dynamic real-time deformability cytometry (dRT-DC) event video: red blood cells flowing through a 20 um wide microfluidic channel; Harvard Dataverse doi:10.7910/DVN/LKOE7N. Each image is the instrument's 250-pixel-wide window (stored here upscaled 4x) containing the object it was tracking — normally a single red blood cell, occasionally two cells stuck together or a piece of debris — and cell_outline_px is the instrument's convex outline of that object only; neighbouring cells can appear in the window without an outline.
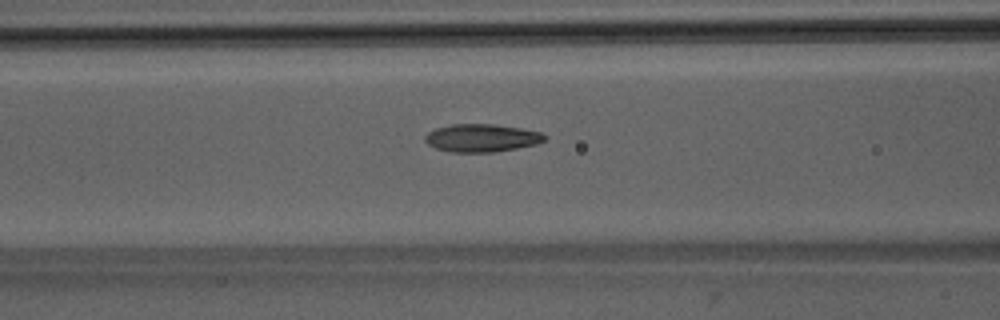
{"species": "Egyptian fruit bat (a non-hibernating species)", "species_latin": "Rousettus aegyptiacus", "temperature_condition": "room temperature", "stored_images_in_passage": 52, "camera_frame_rate_fps": 3000, "um_per_image_px": 0.085, "animal": {"sex": "male"}, "frame": {"image": 1, "passage_image": 22, "time_ms": 7.0, "image_size_px": [1000, 320], "cell_outline_px": [[548, 136], [544, 140], [536, 144], [496, 152], [448, 152], [436, 148], [428, 144], [424, 140], [424, 136], [428, 132], [436, 128], [452, 124], [496, 124], [520, 128], [540, 132]], "centroid_in_image_um": [40.92, 11.72], "position_along_channel_um": 125.7, "area_um2": 19.48}}
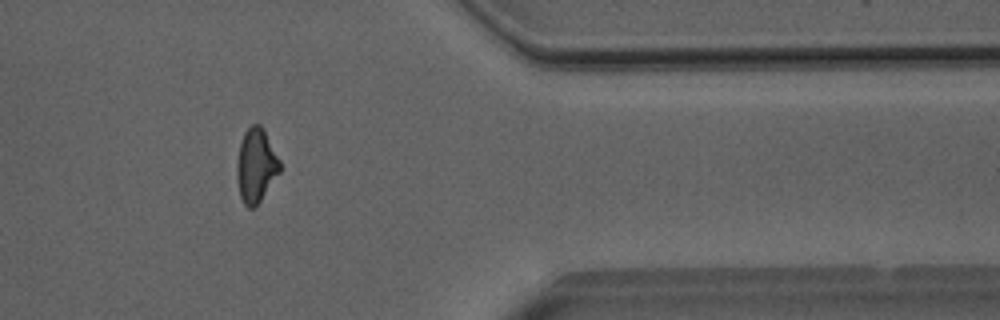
{"frame": {"image": 2, "passage_image": 43, "time_ms": 14.0, "image_size_px": [1000, 320], "cell_outline_px": [[280, 172], [256, 208], [248, 208], [244, 204], [240, 196], [236, 180], [236, 164], [240, 144], [244, 132], [252, 124], [260, 124], [264, 128], [280, 160]], "centroid_in_image_um": [21.76, 14.09], "position_along_channel_um": 389.6, "area_um2": 18.84}}
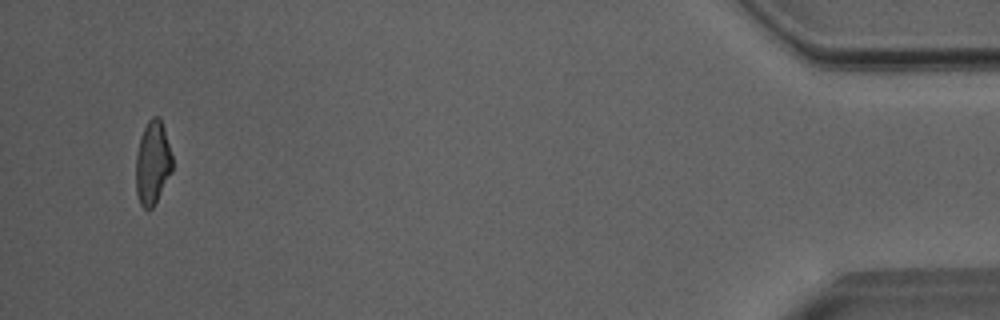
{"frame": {"image": 3, "passage_image": 50, "time_ms": 16.333, "image_size_px": [1000, 320], "cell_outline_px": [[172, 172], [152, 208], [144, 208], [140, 204], [136, 192], [136, 156], [140, 136], [148, 120], [152, 116], [160, 116], [164, 128], [172, 156]], "centroid_in_image_um": [12.97, 13.81], "position_along_channel_um": 422.2, "area_um2": 17.69}, "authors_computed_cell_mechanics": {"area_um2": 18.9295, "velocity_mm_per_s": 4.036, "shape_relaxation_time_tau1_ms": 9.5772, "shape_relaxation_time_tau2_ms": 1.5939, "deformation_change_tau1": 0.2614, "deformation_change_tau2": 0.0899}}